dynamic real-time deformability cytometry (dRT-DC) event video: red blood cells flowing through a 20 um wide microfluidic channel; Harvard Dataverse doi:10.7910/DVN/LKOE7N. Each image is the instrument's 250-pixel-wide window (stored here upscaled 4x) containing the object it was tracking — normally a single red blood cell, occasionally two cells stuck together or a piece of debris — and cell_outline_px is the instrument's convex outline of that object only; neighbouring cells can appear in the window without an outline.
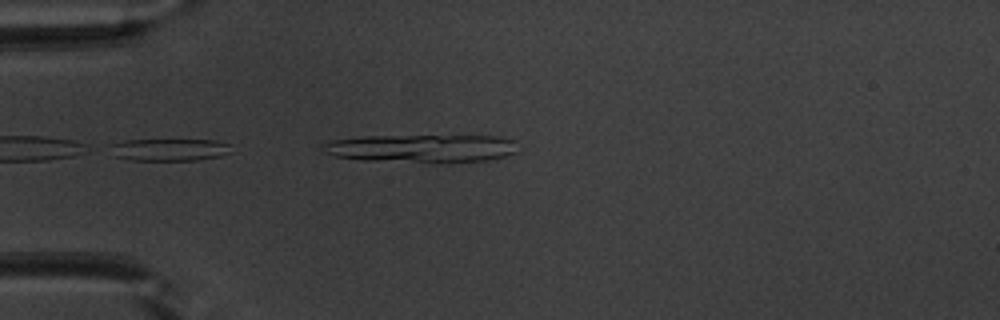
{"species": "common noctule bat (a hibernating species)", "species_latin": "Nyctalus noctula", "temperature_condition": "warm", "stored_images_in_passage": 8, "camera_frame_rate_fps": 3000, "um_per_image_px": 0.085, "animal": {"sex": "male", "body_mass_g": 20.1, "forearm_length_mm": 53.5}, "frame": {"image": 1, "passage_image": 2, "time_ms": 0.333, "image_size_px": [1000, 320], "cell_outline_px": [[232, 152], [220, 156], [196, 160], [132, 160], [116, 156], [108, 144], [124, 140], [216, 140], [232, 144]], "centroid_in_image_um": [14.46, 12.71], "position_along_channel_um": 70.5, "area_um2": 15.78}}